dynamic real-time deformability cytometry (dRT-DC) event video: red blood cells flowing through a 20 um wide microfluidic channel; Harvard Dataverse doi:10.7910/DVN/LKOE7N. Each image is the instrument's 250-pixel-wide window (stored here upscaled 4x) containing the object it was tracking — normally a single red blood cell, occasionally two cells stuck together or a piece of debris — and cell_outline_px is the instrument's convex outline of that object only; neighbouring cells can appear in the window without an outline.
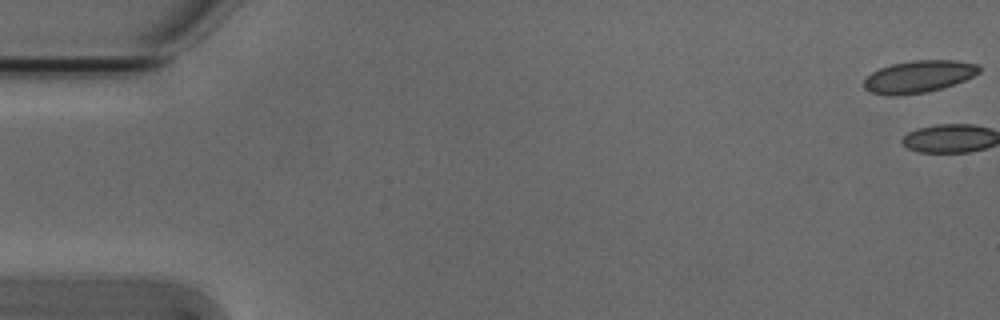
{"species": "Egyptian fruit bat (a non-hibernating species)", "species_latin": "Rousettus aegyptiacus", "temperature_condition": "cold", "stored_images_in_passage": 2, "camera_frame_rate_fps": 3000, "um_per_image_px": 0.085, "animal": {"sex": "male"}, "frame": {"image": 1, "passage_image": 1, "time_ms": 0.0, "image_size_px": [1000, 320], "cell_outline_px": [[980, 72], [964, 80], [940, 88], [924, 92], [896, 96], [888, 96], [872, 92], [864, 88], [864, 80], [872, 72], [880, 68], [892, 64], [912, 60], [956, 60], [980, 64]], "centroid_in_image_um": [78.08, 6.5], "position_along_channel_um": 6.9, "area_um2": 21.44}}